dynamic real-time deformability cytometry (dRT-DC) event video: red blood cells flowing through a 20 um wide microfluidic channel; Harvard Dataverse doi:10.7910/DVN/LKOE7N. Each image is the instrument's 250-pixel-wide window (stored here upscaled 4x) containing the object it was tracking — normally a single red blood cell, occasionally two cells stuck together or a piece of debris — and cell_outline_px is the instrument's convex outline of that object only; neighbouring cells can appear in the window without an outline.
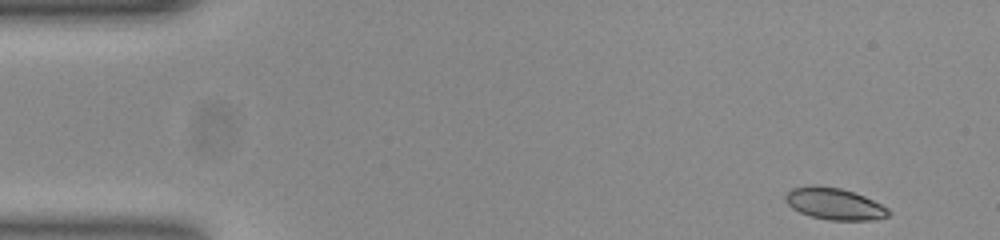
{"species": "common noctule bat (a hibernating species)", "species_latin": "Nyctalus noctula", "temperature_condition": "room temperature", "stored_images_in_passage": 50, "camera_frame_rate_fps": 3000, "um_per_image_px": 0.085, "animal": {"sex": "female", "body_mass_g": 23.0, "forearm_length_mm": 53.4}, "frame": {"image": 1, "passage_image": 1, "time_ms": 0.0, "image_size_px": [1000, 240], "cell_outline_px": [[892, 212], [888, 216], [876, 220], [828, 220], [812, 216], [800, 212], [792, 208], [788, 204], [784, 196], [792, 188], [816, 184], [840, 188], [864, 196], [888, 208]], "centroid_in_image_um": [70.93, 17.32], "position_along_channel_um": 14.1, "area_um2": 19.02}}
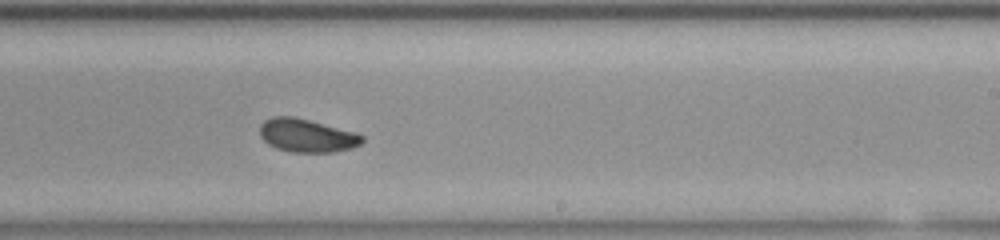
{"frame": {"image": 2, "passage_image": 29, "time_ms": 9.333, "image_size_px": [1000, 240], "cell_outline_px": [[364, 140], [360, 144], [352, 148], [336, 152], [292, 152], [276, 148], [268, 144], [260, 136], [260, 124], [264, 120], [272, 116], [292, 116], [356, 132], [364, 136]], "centroid_in_image_um": [26.08, 11.52], "position_along_channel_um": 262.9, "area_um2": 19.88}}
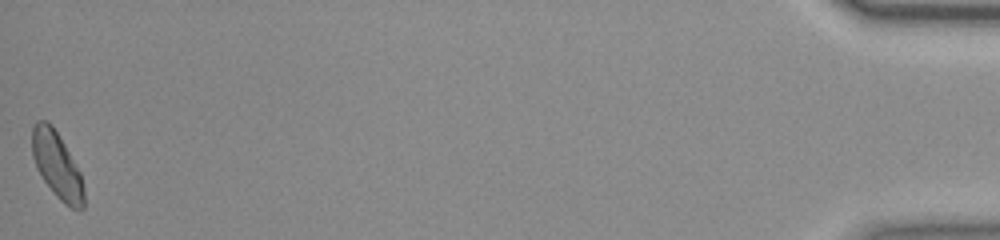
{"frame": {"image": 3, "passage_image": 50, "time_ms": 16.333, "image_size_px": [1000, 240], "cell_outline_px": [[84, 208], [72, 208], [64, 204], [56, 196], [44, 180], [36, 168], [32, 156], [32, 128], [36, 120], [44, 120], [52, 124], [64, 144], [80, 172], [84, 188]], "centroid_in_image_um": [4.83, 14.03], "position_along_channel_um": 430.4, "area_um2": 19.88}, "authors_computed_cell_mechanics": {"area_um2": 19.5942, "velocity_mm_per_s": 3.8462, "shape_relaxation_time_tau1_ms": null, "shape_relaxation_time_tau2_ms": 3.2306, "deformation_change_tau1": null, "deformation_change_tau2": 0.0828}}